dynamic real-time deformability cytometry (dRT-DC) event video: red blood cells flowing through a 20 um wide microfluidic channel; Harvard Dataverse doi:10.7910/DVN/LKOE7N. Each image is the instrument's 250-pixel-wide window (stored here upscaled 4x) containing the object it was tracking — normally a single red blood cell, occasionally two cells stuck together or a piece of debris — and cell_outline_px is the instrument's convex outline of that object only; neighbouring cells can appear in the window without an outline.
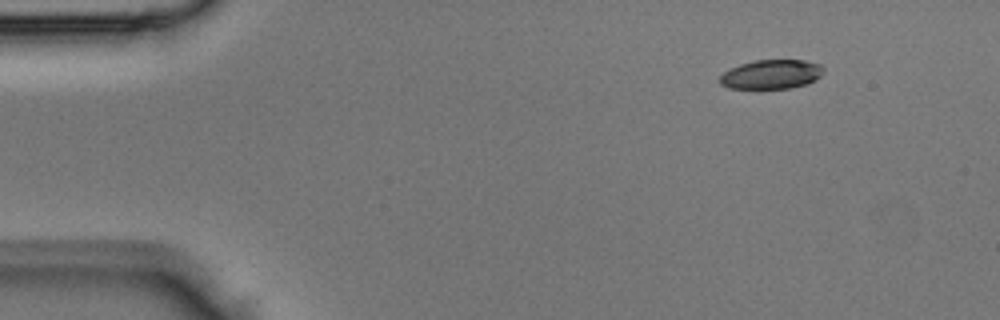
{"species": "Egyptian fruit bat (a non-hibernating species)", "species_latin": "Rousettus aegyptiacus", "temperature_condition": "room temperature", "stored_images_in_passage": 3, "camera_frame_rate_fps": 3000, "um_per_image_px": 0.085, "animal": {"sex": "male"}, "frame": {"image": 1, "passage_image": 1, "time_ms": 0.0, "image_size_px": [1000, 320], "cell_outline_px": [[824, 72], [816, 80], [808, 84], [788, 88], [728, 88], [720, 84], [720, 76], [724, 72], [740, 64], [756, 60], [804, 60], [820, 64], [824, 68]], "centroid_in_image_um": [65.6, 6.32], "position_along_channel_um": 19.4, "area_um2": 17.63}}